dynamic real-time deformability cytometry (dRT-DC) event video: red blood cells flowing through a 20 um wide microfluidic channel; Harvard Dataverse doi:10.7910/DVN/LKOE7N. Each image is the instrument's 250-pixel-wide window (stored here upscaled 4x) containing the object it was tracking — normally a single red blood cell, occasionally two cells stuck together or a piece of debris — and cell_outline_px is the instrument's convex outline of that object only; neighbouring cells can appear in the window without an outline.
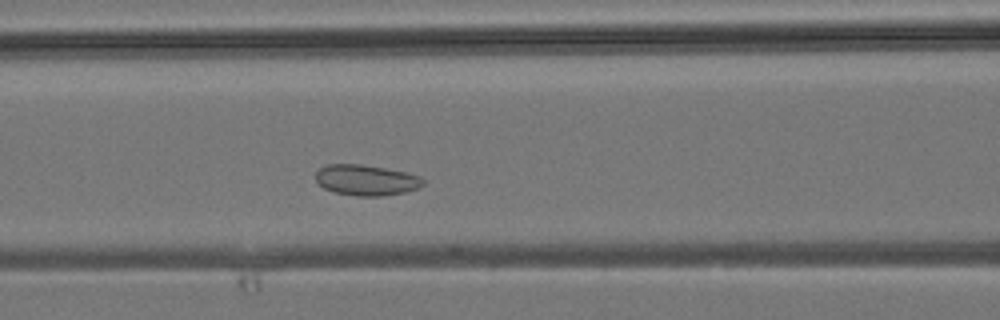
{"species": "common noctule bat (a hibernating species)", "species_latin": "Nyctalus noctula", "temperature_condition": "room temperature", "stored_images_in_passage": 28, "camera_frame_rate_fps": 3000, "um_per_image_px": 0.085, "animal": {"sex": "male", "body_mass_g": 19.2, "forearm_length_mm": 51.8}, "frame": {"image": 1, "passage_image": 7, "time_ms": 2.0, "image_size_px": [1000, 320], "cell_outline_px": [[424, 184], [416, 188], [404, 192], [384, 196], [356, 196], [336, 192], [324, 188], [316, 180], [316, 172], [320, 168], [328, 164], [360, 164], [384, 168], [404, 172], [420, 176], [424, 180]], "centroid_in_image_um": [31.12, 15.31], "position_along_channel_um": 135.5, "area_um2": 19.02}}
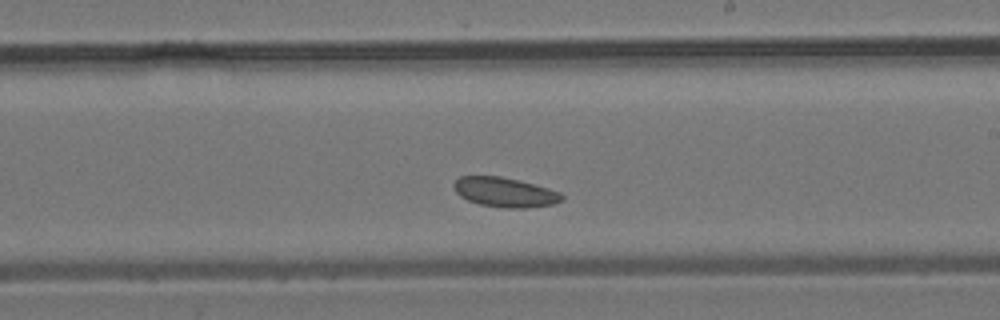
{"frame": {"image": 2, "passage_image": 14, "time_ms": 4.333, "image_size_px": [1000, 320], "cell_outline_px": [[564, 200], [552, 204], [524, 208], [504, 208], [480, 204], [468, 200], [460, 196], [456, 192], [452, 184], [460, 176], [500, 176], [548, 188], [560, 192], [564, 196]], "centroid_in_image_um": [42.9, 16.34], "position_along_channel_um": 246.1, "area_um2": 18.5}}
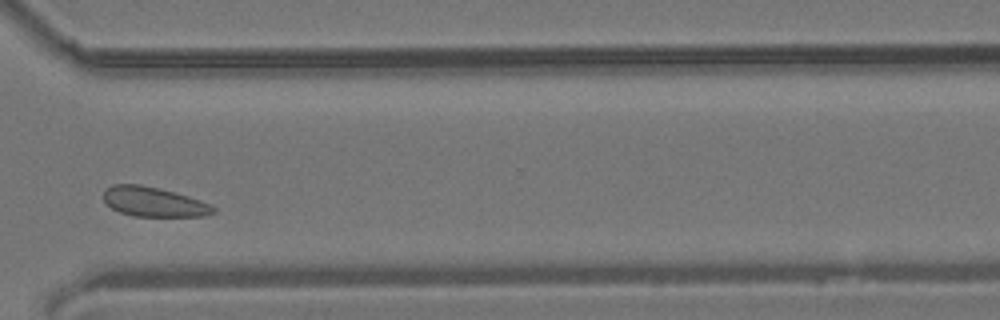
{"frame": {"image": 3, "passage_image": 21, "time_ms": 6.667, "image_size_px": [1000, 320], "cell_outline_px": [[216, 212], [204, 216], [132, 216], [120, 212], [112, 208], [104, 200], [104, 192], [112, 184], [140, 184], [160, 188], [188, 196], [200, 200], [216, 208]], "centroid_in_image_um": [13.07, 17.15], "position_along_channel_um": 357.5, "area_um2": 18.84}}